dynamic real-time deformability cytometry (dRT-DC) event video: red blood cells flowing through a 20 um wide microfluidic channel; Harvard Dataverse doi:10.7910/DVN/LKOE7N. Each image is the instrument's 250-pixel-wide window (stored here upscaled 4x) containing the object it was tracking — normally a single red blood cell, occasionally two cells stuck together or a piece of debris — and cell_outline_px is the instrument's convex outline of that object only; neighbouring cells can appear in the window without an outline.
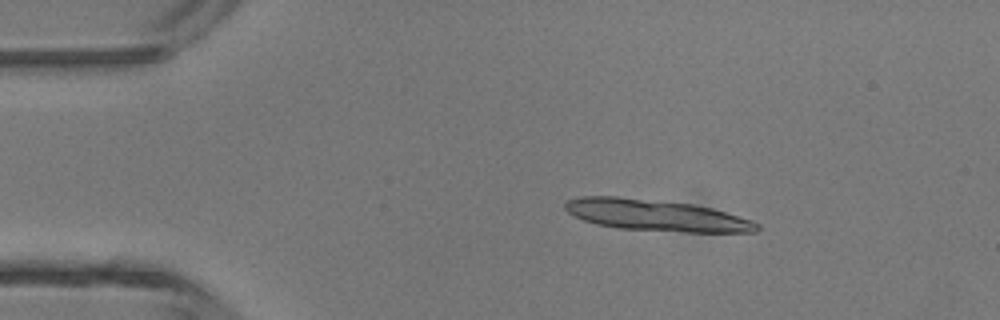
{"species": "common noctule bat (a hibernating species)", "species_latin": "Nyctalus noctula", "temperature_condition": "room temperature", "stored_images_in_passage": 6, "segment_of_instrument_passage": [1, 2], "camera_frame_rate_fps": 3000, "um_per_image_px": 0.085, "animal": {"sex": "male", "body_mass_g": 13.3}, "frame": {"image": 1, "passage_image": 3, "time_ms": 0.667, "image_size_px": [1000, 320], "cell_outline_px": [[760, 228], [756, 232], [688, 232], [616, 228], [596, 224], [584, 220], [568, 212], [564, 208], [564, 204], [568, 200], [580, 196], [616, 196], [692, 204], [712, 208], [752, 220], [760, 224]], "centroid_in_image_um": [55.78, 18.3], "position_along_channel_um": 29.2, "area_um2": 34.97}}